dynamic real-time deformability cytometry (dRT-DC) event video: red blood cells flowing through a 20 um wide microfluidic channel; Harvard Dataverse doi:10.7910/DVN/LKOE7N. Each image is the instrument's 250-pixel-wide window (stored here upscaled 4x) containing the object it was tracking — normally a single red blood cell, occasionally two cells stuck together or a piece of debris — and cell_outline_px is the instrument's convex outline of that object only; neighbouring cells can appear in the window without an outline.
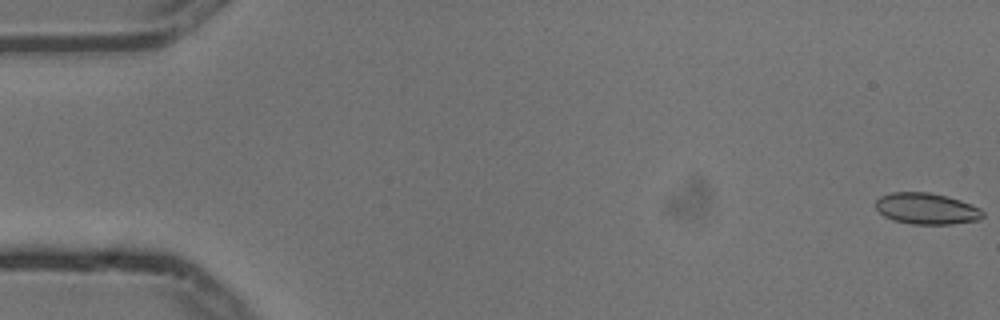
{"species": "common noctule bat (a hibernating species)", "species_latin": "Nyctalus noctula", "temperature_condition": "cold", "stored_images_in_passage": 3, "camera_frame_rate_fps": 3000, "um_per_image_px": 0.085, "animal": {"sex": "male", "body_mass_g": 13.3}, "frame": {"image": 1, "passage_image": 1, "time_ms": 0.0, "image_size_px": [1000, 320], "cell_outline_px": [[984, 216], [980, 220], [952, 224], [912, 224], [892, 220], [884, 216], [876, 208], [876, 200], [880, 196], [892, 192], [928, 192], [948, 196], [972, 204], [980, 208], [984, 212]], "centroid_in_image_um": [78.78, 17.73], "position_along_channel_um": 6.2, "area_um2": 19.71}}